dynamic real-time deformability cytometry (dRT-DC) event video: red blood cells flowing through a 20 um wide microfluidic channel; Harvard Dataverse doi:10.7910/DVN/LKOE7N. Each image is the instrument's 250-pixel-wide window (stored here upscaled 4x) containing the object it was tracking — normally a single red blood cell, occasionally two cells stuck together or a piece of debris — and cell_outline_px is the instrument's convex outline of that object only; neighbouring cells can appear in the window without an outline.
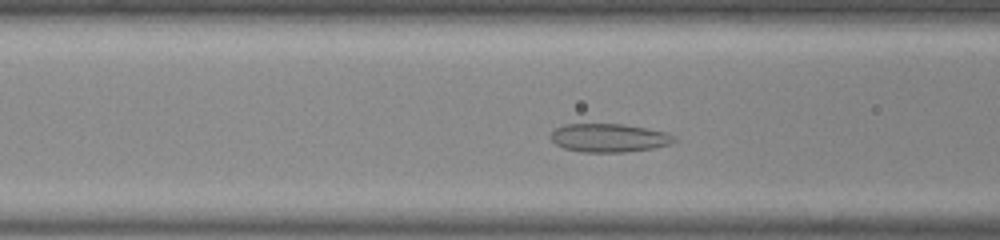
{"species": "common noctule bat (a hibernating species)", "species_latin": "Nyctalus noctula", "temperature_condition": "room temperature", "stored_images_in_passage": 38, "camera_frame_rate_fps": 3000, "um_per_image_px": 0.085, "animal": {"sex": "male", "body_mass_g": 20.0, "forearm_length_mm": 53.3}, "frame": {"image": 1, "passage_image": 6, "time_ms": 1.667, "image_size_px": [1000, 240], "cell_outline_px": [[676, 140], [672, 144], [652, 148], [628, 152], [584, 152], [564, 148], [556, 144], [548, 136], [556, 128], [564, 124], [624, 124], [664, 132], [676, 136]], "centroid_in_image_um": [51.76, 11.72], "position_along_channel_um": 114.8, "area_um2": 20.46}}
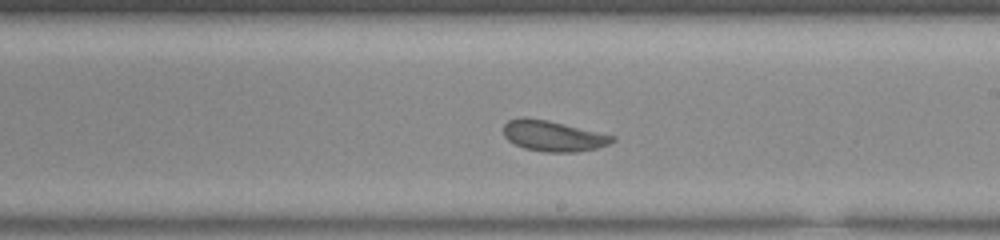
{"frame": {"image": 2, "passage_image": 16, "time_ms": 5.0, "image_size_px": [1000, 240], "cell_outline_px": [[616, 140], [608, 144], [596, 148], [576, 152], [544, 152], [524, 148], [508, 140], [504, 136], [504, 124], [508, 120], [548, 120], [616, 136]], "centroid_in_image_um": [47.08, 11.59], "position_along_channel_um": 241.9, "area_um2": 18.9}}
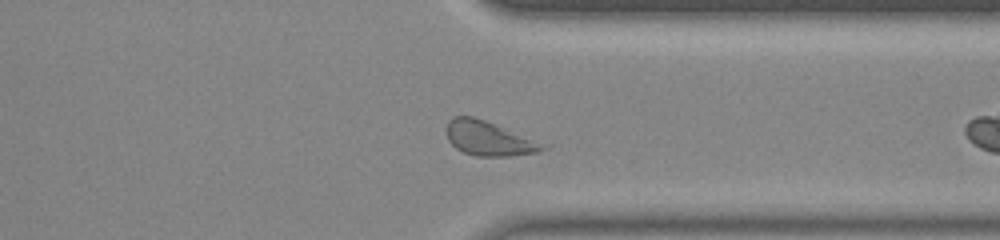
{"frame": {"image": 3, "passage_image": 26, "time_ms": 8.333, "image_size_px": [1000, 240], "cell_outline_px": [[552, 144], [548, 148], [540, 152], [512, 156], [476, 156], [464, 152], [456, 148], [448, 140], [448, 120], [452, 116], [472, 116], [484, 120]], "centroid_in_image_um": [41.68, 11.78], "position_along_channel_um": 369.7, "area_um2": 19.71}}